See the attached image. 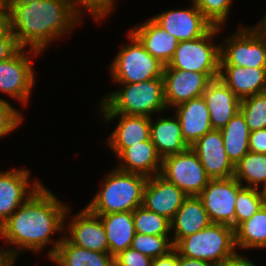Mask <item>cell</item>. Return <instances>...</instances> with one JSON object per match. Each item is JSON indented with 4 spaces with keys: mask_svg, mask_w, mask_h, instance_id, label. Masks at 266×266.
<instances>
[{
    "mask_svg": "<svg viewBox=\"0 0 266 266\" xmlns=\"http://www.w3.org/2000/svg\"><path fill=\"white\" fill-rule=\"evenodd\" d=\"M20 48L13 56L0 62V91L23 105L28 103L35 75L30 55Z\"/></svg>",
    "mask_w": 266,
    "mask_h": 266,
    "instance_id": "11",
    "label": "cell"
},
{
    "mask_svg": "<svg viewBox=\"0 0 266 266\" xmlns=\"http://www.w3.org/2000/svg\"><path fill=\"white\" fill-rule=\"evenodd\" d=\"M168 235H147L135 233L131 248L151 257L152 259L166 255L173 249Z\"/></svg>",
    "mask_w": 266,
    "mask_h": 266,
    "instance_id": "34",
    "label": "cell"
},
{
    "mask_svg": "<svg viewBox=\"0 0 266 266\" xmlns=\"http://www.w3.org/2000/svg\"><path fill=\"white\" fill-rule=\"evenodd\" d=\"M144 48L164 65L172 59L179 41L152 18L129 30Z\"/></svg>",
    "mask_w": 266,
    "mask_h": 266,
    "instance_id": "22",
    "label": "cell"
},
{
    "mask_svg": "<svg viewBox=\"0 0 266 266\" xmlns=\"http://www.w3.org/2000/svg\"><path fill=\"white\" fill-rule=\"evenodd\" d=\"M20 48L10 29L6 27L0 33V62L13 56Z\"/></svg>",
    "mask_w": 266,
    "mask_h": 266,
    "instance_id": "39",
    "label": "cell"
},
{
    "mask_svg": "<svg viewBox=\"0 0 266 266\" xmlns=\"http://www.w3.org/2000/svg\"><path fill=\"white\" fill-rule=\"evenodd\" d=\"M179 266H217L205 260L186 258L179 255Z\"/></svg>",
    "mask_w": 266,
    "mask_h": 266,
    "instance_id": "43",
    "label": "cell"
},
{
    "mask_svg": "<svg viewBox=\"0 0 266 266\" xmlns=\"http://www.w3.org/2000/svg\"><path fill=\"white\" fill-rule=\"evenodd\" d=\"M115 258V266H152V258L133 248H128L118 253Z\"/></svg>",
    "mask_w": 266,
    "mask_h": 266,
    "instance_id": "38",
    "label": "cell"
},
{
    "mask_svg": "<svg viewBox=\"0 0 266 266\" xmlns=\"http://www.w3.org/2000/svg\"><path fill=\"white\" fill-rule=\"evenodd\" d=\"M188 9L165 11L152 19L177 40H195L205 35L214 25L192 2Z\"/></svg>",
    "mask_w": 266,
    "mask_h": 266,
    "instance_id": "13",
    "label": "cell"
},
{
    "mask_svg": "<svg viewBox=\"0 0 266 266\" xmlns=\"http://www.w3.org/2000/svg\"><path fill=\"white\" fill-rule=\"evenodd\" d=\"M232 0H192L202 14L214 25H224L228 19Z\"/></svg>",
    "mask_w": 266,
    "mask_h": 266,
    "instance_id": "35",
    "label": "cell"
},
{
    "mask_svg": "<svg viewBox=\"0 0 266 266\" xmlns=\"http://www.w3.org/2000/svg\"><path fill=\"white\" fill-rule=\"evenodd\" d=\"M70 209L43 185L22 204L3 224L0 236L15 249L5 250L14 260L22 250L38 252L48 243H54L49 258L56 252L62 237L53 241L54 233L64 230Z\"/></svg>",
    "mask_w": 266,
    "mask_h": 266,
    "instance_id": "1",
    "label": "cell"
},
{
    "mask_svg": "<svg viewBox=\"0 0 266 266\" xmlns=\"http://www.w3.org/2000/svg\"><path fill=\"white\" fill-rule=\"evenodd\" d=\"M103 115L107 123L115 117H120L119 123H117L107 141L116 157L125 148L150 139V117L125 114Z\"/></svg>",
    "mask_w": 266,
    "mask_h": 266,
    "instance_id": "18",
    "label": "cell"
},
{
    "mask_svg": "<svg viewBox=\"0 0 266 266\" xmlns=\"http://www.w3.org/2000/svg\"><path fill=\"white\" fill-rule=\"evenodd\" d=\"M50 258L58 266H115V258L110 253L91 251L72 244L66 236Z\"/></svg>",
    "mask_w": 266,
    "mask_h": 266,
    "instance_id": "27",
    "label": "cell"
},
{
    "mask_svg": "<svg viewBox=\"0 0 266 266\" xmlns=\"http://www.w3.org/2000/svg\"><path fill=\"white\" fill-rule=\"evenodd\" d=\"M150 140L162 159L184 152L190 147L183 138L180 121L176 115L171 118L161 117L157 122L150 118Z\"/></svg>",
    "mask_w": 266,
    "mask_h": 266,
    "instance_id": "25",
    "label": "cell"
},
{
    "mask_svg": "<svg viewBox=\"0 0 266 266\" xmlns=\"http://www.w3.org/2000/svg\"><path fill=\"white\" fill-rule=\"evenodd\" d=\"M219 73H198L178 69H164V97L167 108L176 107L193 98L203 96L207 85Z\"/></svg>",
    "mask_w": 266,
    "mask_h": 266,
    "instance_id": "12",
    "label": "cell"
},
{
    "mask_svg": "<svg viewBox=\"0 0 266 266\" xmlns=\"http://www.w3.org/2000/svg\"><path fill=\"white\" fill-rule=\"evenodd\" d=\"M7 27L21 48L40 54L46 46L70 32L81 18L69 0H9Z\"/></svg>",
    "mask_w": 266,
    "mask_h": 266,
    "instance_id": "2",
    "label": "cell"
},
{
    "mask_svg": "<svg viewBox=\"0 0 266 266\" xmlns=\"http://www.w3.org/2000/svg\"><path fill=\"white\" fill-rule=\"evenodd\" d=\"M128 37L132 43L122 46L110 66L112 80L131 84L163 78L165 65L153 57L133 34L128 32Z\"/></svg>",
    "mask_w": 266,
    "mask_h": 266,
    "instance_id": "6",
    "label": "cell"
},
{
    "mask_svg": "<svg viewBox=\"0 0 266 266\" xmlns=\"http://www.w3.org/2000/svg\"><path fill=\"white\" fill-rule=\"evenodd\" d=\"M220 131L227 157L235 165L250 151L251 131L241 111H238Z\"/></svg>",
    "mask_w": 266,
    "mask_h": 266,
    "instance_id": "28",
    "label": "cell"
},
{
    "mask_svg": "<svg viewBox=\"0 0 266 266\" xmlns=\"http://www.w3.org/2000/svg\"><path fill=\"white\" fill-rule=\"evenodd\" d=\"M236 248H266V205L234 229Z\"/></svg>",
    "mask_w": 266,
    "mask_h": 266,
    "instance_id": "29",
    "label": "cell"
},
{
    "mask_svg": "<svg viewBox=\"0 0 266 266\" xmlns=\"http://www.w3.org/2000/svg\"><path fill=\"white\" fill-rule=\"evenodd\" d=\"M263 205L258 188L242 186L236 197L235 228L250 219Z\"/></svg>",
    "mask_w": 266,
    "mask_h": 266,
    "instance_id": "33",
    "label": "cell"
},
{
    "mask_svg": "<svg viewBox=\"0 0 266 266\" xmlns=\"http://www.w3.org/2000/svg\"><path fill=\"white\" fill-rule=\"evenodd\" d=\"M9 0H0V9H8Z\"/></svg>",
    "mask_w": 266,
    "mask_h": 266,
    "instance_id": "48",
    "label": "cell"
},
{
    "mask_svg": "<svg viewBox=\"0 0 266 266\" xmlns=\"http://www.w3.org/2000/svg\"><path fill=\"white\" fill-rule=\"evenodd\" d=\"M10 170L0 172V225L42 186L36 180L30 189L27 169Z\"/></svg>",
    "mask_w": 266,
    "mask_h": 266,
    "instance_id": "14",
    "label": "cell"
},
{
    "mask_svg": "<svg viewBox=\"0 0 266 266\" xmlns=\"http://www.w3.org/2000/svg\"><path fill=\"white\" fill-rule=\"evenodd\" d=\"M243 185L234 177L210 179L198 195L211 223L229 225L235 229V204Z\"/></svg>",
    "mask_w": 266,
    "mask_h": 266,
    "instance_id": "10",
    "label": "cell"
},
{
    "mask_svg": "<svg viewBox=\"0 0 266 266\" xmlns=\"http://www.w3.org/2000/svg\"><path fill=\"white\" fill-rule=\"evenodd\" d=\"M152 266H179V254L173 248L166 255L154 258Z\"/></svg>",
    "mask_w": 266,
    "mask_h": 266,
    "instance_id": "41",
    "label": "cell"
},
{
    "mask_svg": "<svg viewBox=\"0 0 266 266\" xmlns=\"http://www.w3.org/2000/svg\"><path fill=\"white\" fill-rule=\"evenodd\" d=\"M173 248L180 256L205 260L217 266L238 254L235 252L234 228L217 223L184 237Z\"/></svg>",
    "mask_w": 266,
    "mask_h": 266,
    "instance_id": "5",
    "label": "cell"
},
{
    "mask_svg": "<svg viewBox=\"0 0 266 266\" xmlns=\"http://www.w3.org/2000/svg\"><path fill=\"white\" fill-rule=\"evenodd\" d=\"M238 30L220 45V65L266 68V38L252 27Z\"/></svg>",
    "mask_w": 266,
    "mask_h": 266,
    "instance_id": "9",
    "label": "cell"
},
{
    "mask_svg": "<svg viewBox=\"0 0 266 266\" xmlns=\"http://www.w3.org/2000/svg\"><path fill=\"white\" fill-rule=\"evenodd\" d=\"M15 260L5 251L0 250V266H13Z\"/></svg>",
    "mask_w": 266,
    "mask_h": 266,
    "instance_id": "44",
    "label": "cell"
},
{
    "mask_svg": "<svg viewBox=\"0 0 266 266\" xmlns=\"http://www.w3.org/2000/svg\"><path fill=\"white\" fill-rule=\"evenodd\" d=\"M253 29L258 34L266 38V13H265L263 20L258 25L256 24L255 26H253Z\"/></svg>",
    "mask_w": 266,
    "mask_h": 266,
    "instance_id": "45",
    "label": "cell"
},
{
    "mask_svg": "<svg viewBox=\"0 0 266 266\" xmlns=\"http://www.w3.org/2000/svg\"><path fill=\"white\" fill-rule=\"evenodd\" d=\"M22 116L9 102L0 98V138L14 131L22 122Z\"/></svg>",
    "mask_w": 266,
    "mask_h": 266,
    "instance_id": "37",
    "label": "cell"
},
{
    "mask_svg": "<svg viewBox=\"0 0 266 266\" xmlns=\"http://www.w3.org/2000/svg\"><path fill=\"white\" fill-rule=\"evenodd\" d=\"M74 245L91 251L109 253L106 233L99 216L91 213L86 207L73 217L66 226Z\"/></svg>",
    "mask_w": 266,
    "mask_h": 266,
    "instance_id": "17",
    "label": "cell"
},
{
    "mask_svg": "<svg viewBox=\"0 0 266 266\" xmlns=\"http://www.w3.org/2000/svg\"><path fill=\"white\" fill-rule=\"evenodd\" d=\"M147 180L144 175L116 168L106 176L101 190L86 208L95 215L133 212L142 206Z\"/></svg>",
    "mask_w": 266,
    "mask_h": 266,
    "instance_id": "3",
    "label": "cell"
},
{
    "mask_svg": "<svg viewBox=\"0 0 266 266\" xmlns=\"http://www.w3.org/2000/svg\"><path fill=\"white\" fill-rule=\"evenodd\" d=\"M240 111L244 115L250 131L266 128V92L244 98L240 102Z\"/></svg>",
    "mask_w": 266,
    "mask_h": 266,
    "instance_id": "32",
    "label": "cell"
},
{
    "mask_svg": "<svg viewBox=\"0 0 266 266\" xmlns=\"http://www.w3.org/2000/svg\"><path fill=\"white\" fill-rule=\"evenodd\" d=\"M103 224L109 253L116 256L121 251L131 247L135 236L133 212H118L105 215H97Z\"/></svg>",
    "mask_w": 266,
    "mask_h": 266,
    "instance_id": "26",
    "label": "cell"
},
{
    "mask_svg": "<svg viewBox=\"0 0 266 266\" xmlns=\"http://www.w3.org/2000/svg\"><path fill=\"white\" fill-rule=\"evenodd\" d=\"M220 266H255V264L241 254H237L235 257L223 262Z\"/></svg>",
    "mask_w": 266,
    "mask_h": 266,
    "instance_id": "42",
    "label": "cell"
},
{
    "mask_svg": "<svg viewBox=\"0 0 266 266\" xmlns=\"http://www.w3.org/2000/svg\"><path fill=\"white\" fill-rule=\"evenodd\" d=\"M135 233L147 235H169L170 221L164 216L149 211L143 206L133 211Z\"/></svg>",
    "mask_w": 266,
    "mask_h": 266,
    "instance_id": "31",
    "label": "cell"
},
{
    "mask_svg": "<svg viewBox=\"0 0 266 266\" xmlns=\"http://www.w3.org/2000/svg\"><path fill=\"white\" fill-rule=\"evenodd\" d=\"M249 150L253 153L266 154V128L251 131Z\"/></svg>",
    "mask_w": 266,
    "mask_h": 266,
    "instance_id": "40",
    "label": "cell"
},
{
    "mask_svg": "<svg viewBox=\"0 0 266 266\" xmlns=\"http://www.w3.org/2000/svg\"><path fill=\"white\" fill-rule=\"evenodd\" d=\"M181 131L185 142L192 146L205 133L212 130L210 114L203 96L193 98L176 107Z\"/></svg>",
    "mask_w": 266,
    "mask_h": 266,
    "instance_id": "21",
    "label": "cell"
},
{
    "mask_svg": "<svg viewBox=\"0 0 266 266\" xmlns=\"http://www.w3.org/2000/svg\"><path fill=\"white\" fill-rule=\"evenodd\" d=\"M203 97L213 129L221 130L240 111L241 100L219 78L207 85Z\"/></svg>",
    "mask_w": 266,
    "mask_h": 266,
    "instance_id": "19",
    "label": "cell"
},
{
    "mask_svg": "<svg viewBox=\"0 0 266 266\" xmlns=\"http://www.w3.org/2000/svg\"><path fill=\"white\" fill-rule=\"evenodd\" d=\"M233 177L243 186L259 188V184L266 181V154L248 152L234 165Z\"/></svg>",
    "mask_w": 266,
    "mask_h": 266,
    "instance_id": "30",
    "label": "cell"
},
{
    "mask_svg": "<svg viewBox=\"0 0 266 266\" xmlns=\"http://www.w3.org/2000/svg\"><path fill=\"white\" fill-rule=\"evenodd\" d=\"M123 87L106 95L100 107L103 114L147 116L167 110L163 78L122 84Z\"/></svg>",
    "mask_w": 266,
    "mask_h": 266,
    "instance_id": "4",
    "label": "cell"
},
{
    "mask_svg": "<svg viewBox=\"0 0 266 266\" xmlns=\"http://www.w3.org/2000/svg\"><path fill=\"white\" fill-rule=\"evenodd\" d=\"M262 188H263L262 190H259L258 188V191H259L261 199L263 200L264 205H266V181L263 183Z\"/></svg>",
    "mask_w": 266,
    "mask_h": 266,
    "instance_id": "47",
    "label": "cell"
},
{
    "mask_svg": "<svg viewBox=\"0 0 266 266\" xmlns=\"http://www.w3.org/2000/svg\"><path fill=\"white\" fill-rule=\"evenodd\" d=\"M118 169L152 177L161 172L162 158L149 139L125 148L118 156Z\"/></svg>",
    "mask_w": 266,
    "mask_h": 266,
    "instance_id": "24",
    "label": "cell"
},
{
    "mask_svg": "<svg viewBox=\"0 0 266 266\" xmlns=\"http://www.w3.org/2000/svg\"><path fill=\"white\" fill-rule=\"evenodd\" d=\"M210 224L201 199L198 196H187L170 221V230L174 229L171 240L173 246L184 237L197 233Z\"/></svg>",
    "mask_w": 266,
    "mask_h": 266,
    "instance_id": "23",
    "label": "cell"
},
{
    "mask_svg": "<svg viewBox=\"0 0 266 266\" xmlns=\"http://www.w3.org/2000/svg\"><path fill=\"white\" fill-rule=\"evenodd\" d=\"M220 28L222 26H213L205 35L195 40L180 41L172 59L164 69L219 73L221 46L213 44L212 38L217 36Z\"/></svg>",
    "mask_w": 266,
    "mask_h": 266,
    "instance_id": "7",
    "label": "cell"
},
{
    "mask_svg": "<svg viewBox=\"0 0 266 266\" xmlns=\"http://www.w3.org/2000/svg\"><path fill=\"white\" fill-rule=\"evenodd\" d=\"M73 11L80 17L82 16L81 10L78 5H82L86 12L91 13L95 20L99 21L101 18L107 17L108 13L113 10L114 0H69Z\"/></svg>",
    "mask_w": 266,
    "mask_h": 266,
    "instance_id": "36",
    "label": "cell"
},
{
    "mask_svg": "<svg viewBox=\"0 0 266 266\" xmlns=\"http://www.w3.org/2000/svg\"><path fill=\"white\" fill-rule=\"evenodd\" d=\"M218 78L240 100L266 92V68L220 65Z\"/></svg>",
    "mask_w": 266,
    "mask_h": 266,
    "instance_id": "20",
    "label": "cell"
},
{
    "mask_svg": "<svg viewBox=\"0 0 266 266\" xmlns=\"http://www.w3.org/2000/svg\"><path fill=\"white\" fill-rule=\"evenodd\" d=\"M190 148L199 157L210 179L233 177L234 165L227 157L220 130H210L190 146Z\"/></svg>",
    "mask_w": 266,
    "mask_h": 266,
    "instance_id": "15",
    "label": "cell"
},
{
    "mask_svg": "<svg viewBox=\"0 0 266 266\" xmlns=\"http://www.w3.org/2000/svg\"><path fill=\"white\" fill-rule=\"evenodd\" d=\"M8 9H0V33L7 27L6 13Z\"/></svg>",
    "mask_w": 266,
    "mask_h": 266,
    "instance_id": "46",
    "label": "cell"
},
{
    "mask_svg": "<svg viewBox=\"0 0 266 266\" xmlns=\"http://www.w3.org/2000/svg\"><path fill=\"white\" fill-rule=\"evenodd\" d=\"M186 197L180 188L158 174L148 177L142 206L171 221Z\"/></svg>",
    "mask_w": 266,
    "mask_h": 266,
    "instance_id": "16",
    "label": "cell"
},
{
    "mask_svg": "<svg viewBox=\"0 0 266 266\" xmlns=\"http://www.w3.org/2000/svg\"><path fill=\"white\" fill-rule=\"evenodd\" d=\"M160 175L187 196H198L210 180L199 157L190 147L184 152L164 157Z\"/></svg>",
    "mask_w": 266,
    "mask_h": 266,
    "instance_id": "8",
    "label": "cell"
}]
</instances>
